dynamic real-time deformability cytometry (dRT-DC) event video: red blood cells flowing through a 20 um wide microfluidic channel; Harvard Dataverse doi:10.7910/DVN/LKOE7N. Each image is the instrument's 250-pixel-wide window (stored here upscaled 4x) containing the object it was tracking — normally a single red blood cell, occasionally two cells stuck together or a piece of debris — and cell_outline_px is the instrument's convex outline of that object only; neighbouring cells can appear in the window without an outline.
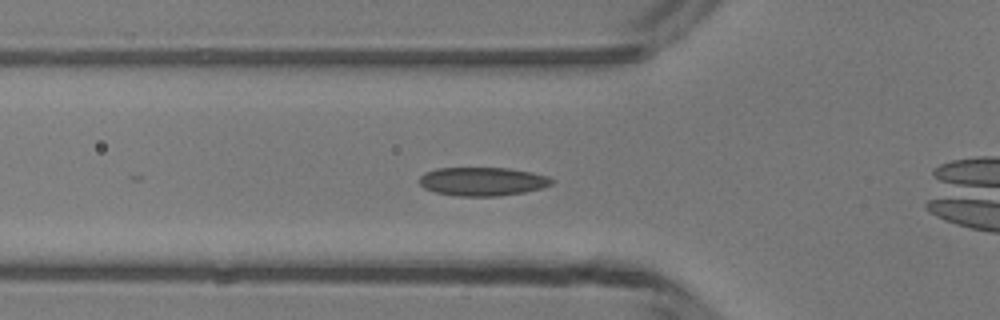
{"species": "common noctule bat (a hibernating species)", "species_latin": "Nyctalus noctula", "temperature_condition": "room temperature", "stored_images_in_passage": 15, "camera_frame_rate_fps": 3000, "um_per_image_px": 0.085, "animal": {"sex": "male", "body_mass_g": 13.3}, "frame": {"image": 1, "passage_image": 8, "time_ms": 2.333, "image_size_px": [1000, 320], "cell_outline_px": [[556, 180], [552, 184], [544, 188], [524, 192], [500, 196], [456, 196], [436, 192], [424, 188], [416, 180], [424, 172], [436, 168], [508, 168], [532, 172], [548, 176]], "centroid_in_image_um": [41.02, 15.42], "position_along_channel_um": 84.8, "area_um2": 22.37}}
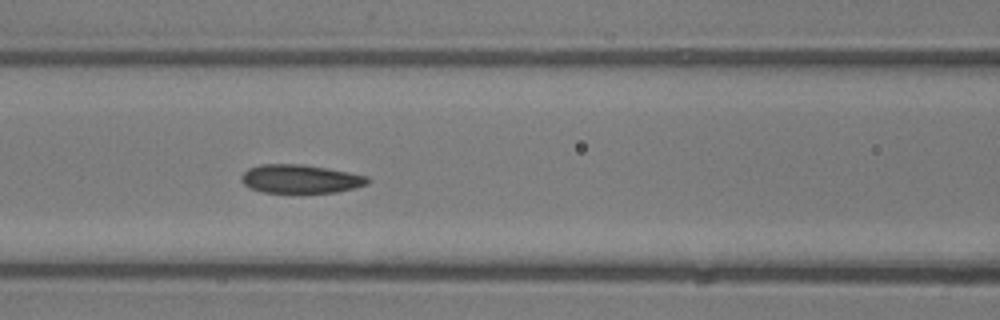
{"frame": {"image": 2, "passage_image": 12, "time_ms": 3.667, "image_size_px": [1000, 320], "cell_outline_px": [[372, 180], [368, 184], [356, 188], [336, 192], [300, 196], [260, 192], [244, 184], [240, 180], [240, 176], [248, 168], [260, 164], [300, 164], [328, 168], [368, 176]], "centroid_in_image_um": [25.55, 15.26], "position_along_channel_um": 141.1, "area_um2": 22.2}}